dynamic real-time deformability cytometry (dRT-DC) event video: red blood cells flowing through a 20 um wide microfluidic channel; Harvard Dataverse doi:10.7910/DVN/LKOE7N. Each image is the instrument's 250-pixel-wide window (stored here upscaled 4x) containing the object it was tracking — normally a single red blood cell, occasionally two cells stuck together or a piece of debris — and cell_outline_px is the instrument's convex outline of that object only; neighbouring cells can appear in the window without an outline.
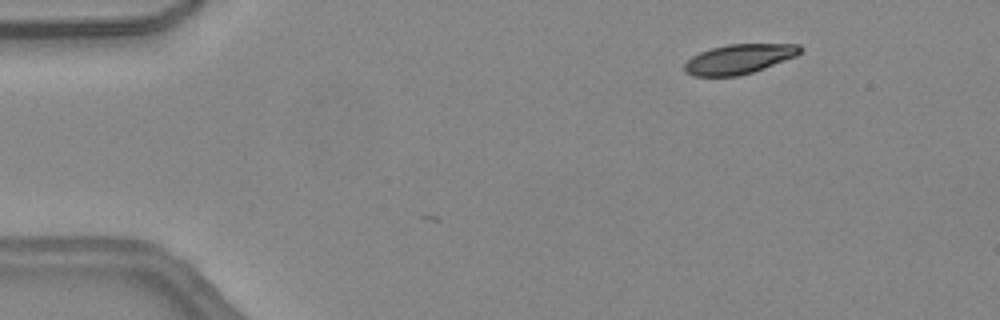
{"species": "common noctule bat (a hibernating species)", "species_latin": "Nyctalus noctula", "temperature_condition": "warm", "stored_images_in_passage": 3, "camera_frame_rate_fps": 3000, "um_per_image_px": 0.085, "animal": {"sex": "female", "body_mass_g": 24.6, "forearm_length_mm": 56.2}, "frame": {"image": 1, "passage_image": 1, "time_ms": 0.0, "image_size_px": [1000, 320], "cell_outline_px": [[804, 48], [796, 56], [764, 68], [740, 76], [692, 76], [684, 72], [684, 64], [692, 56], [700, 52], [712, 48], [728, 44], [800, 44]], "centroid_in_image_um": [62.81, 5.02], "position_along_channel_um": 22.2, "area_um2": 20.0}}